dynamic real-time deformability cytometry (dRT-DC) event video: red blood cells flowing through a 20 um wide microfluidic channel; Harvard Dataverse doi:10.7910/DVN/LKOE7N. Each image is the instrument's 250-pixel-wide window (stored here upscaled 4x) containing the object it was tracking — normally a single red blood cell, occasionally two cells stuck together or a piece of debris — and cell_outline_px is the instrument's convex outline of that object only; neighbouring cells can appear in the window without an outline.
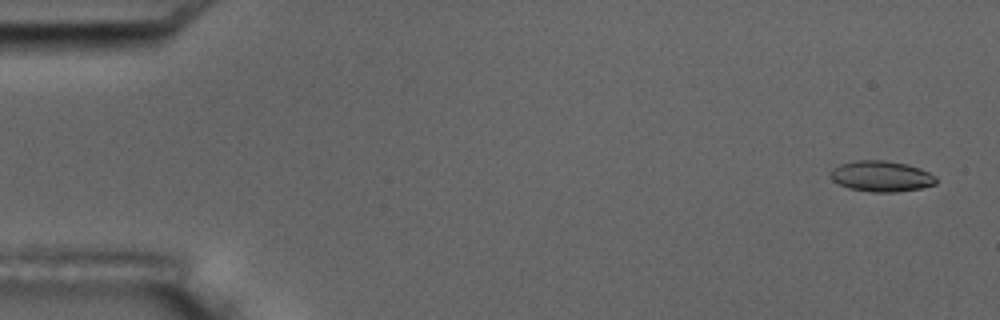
{"species": "common noctule bat (a hibernating species)", "species_latin": "Nyctalus noctula", "temperature_condition": "room temperature", "stored_images_in_passage": 6, "camera_frame_rate_fps": 3000, "um_per_image_px": 0.085, "animal": {"sex": "male", "body_mass_g": 17.5, "forearm_length_mm": 52.3}, "frame": {"image": 1, "passage_image": 1, "time_ms": 0.0, "image_size_px": [1000, 320], "cell_outline_px": [[936, 184], [920, 188], [896, 192], [872, 192], [848, 188], [832, 180], [832, 168], [840, 164], [856, 160], [884, 160], [908, 164], [920, 168], [936, 176]], "centroid_in_image_um": [74.93, 14.97], "position_along_channel_um": 10.1, "area_um2": 18.9}}